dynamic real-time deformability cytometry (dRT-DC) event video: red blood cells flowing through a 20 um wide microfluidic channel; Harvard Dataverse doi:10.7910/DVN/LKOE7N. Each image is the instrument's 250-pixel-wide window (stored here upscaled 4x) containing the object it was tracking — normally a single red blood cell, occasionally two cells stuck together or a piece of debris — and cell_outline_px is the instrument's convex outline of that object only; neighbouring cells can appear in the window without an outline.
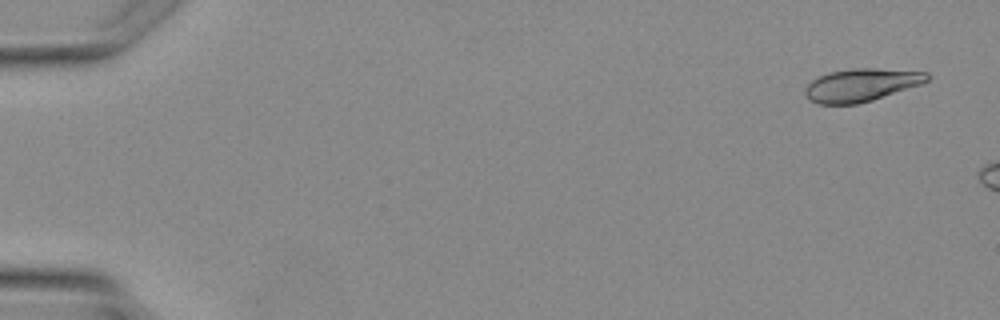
{"species": "Egyptian fruit bat (a non-hibernating species)", "species_latin": "Rousettus aegyptiacus", "temperature_condition": "warm", "stored_images_in_passage": 3, "camera_frame_rate_fps": 3000, "um_per_image_px": 0.085, "animal": {"sex": "female"}, "frame": {"image": 1, "passage_image": 1, "time_ms": 0.0, "image_size_px": [1000, 320], "cell_outline_px": [[928, 80], [920, 84], [872, 100], [856, 104], [820, 104], [808, 100], [804, 92], [804, 88], [816, 76], [828, 72], [852, 68], [876, 68], [928, 72]], "centroid_in_image_um": [73.14, 7.21], "position_along_channel_um": 11.9, "area_um2": 23.35}}